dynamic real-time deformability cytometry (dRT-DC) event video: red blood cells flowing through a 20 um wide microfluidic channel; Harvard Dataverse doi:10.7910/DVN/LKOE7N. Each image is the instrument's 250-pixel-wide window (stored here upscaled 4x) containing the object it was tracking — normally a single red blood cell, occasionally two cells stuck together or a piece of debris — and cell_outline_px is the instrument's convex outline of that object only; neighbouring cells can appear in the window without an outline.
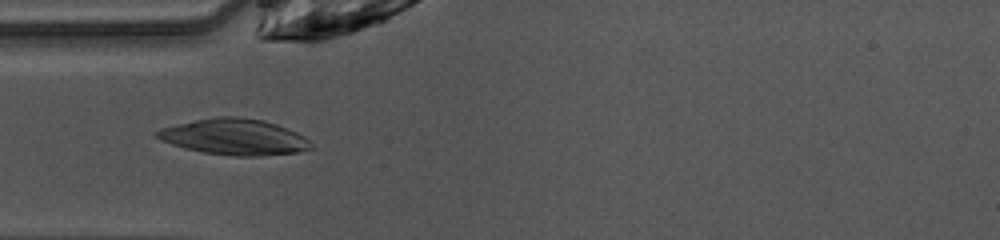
{"species": "common noctule bat (a hibernating species)", "species_latin": "Nyctalus noctula", "temperature_condition": "warm", "stored_images_in_passage": 10, "camera_frame_rate_fps": 3000, "um_per_image_px": 0.085, "animal": {"sex": "female", "body_mass_g": 10.0, "forearm_length_mm": 53.1}, "frame": {"image": 1, "passage_image": 4, "time_ms": 1.0, "image_size_px": [1000, 240], "cell_outline_px": [[312, 148], [296, 152], [260, 156], [232, 156], [204, 152], [184, 148], [160, 140], [152, 132], [160, 128], [196, 120], [216, 116], [236, 116], [264, 120], [276, 124], [296, 132], [304, 136], [312, 144]], "centroid_in_image_um": [19.9, 11.63], "position_along_channel_um": 65.1, "area_um2": 32.25}}